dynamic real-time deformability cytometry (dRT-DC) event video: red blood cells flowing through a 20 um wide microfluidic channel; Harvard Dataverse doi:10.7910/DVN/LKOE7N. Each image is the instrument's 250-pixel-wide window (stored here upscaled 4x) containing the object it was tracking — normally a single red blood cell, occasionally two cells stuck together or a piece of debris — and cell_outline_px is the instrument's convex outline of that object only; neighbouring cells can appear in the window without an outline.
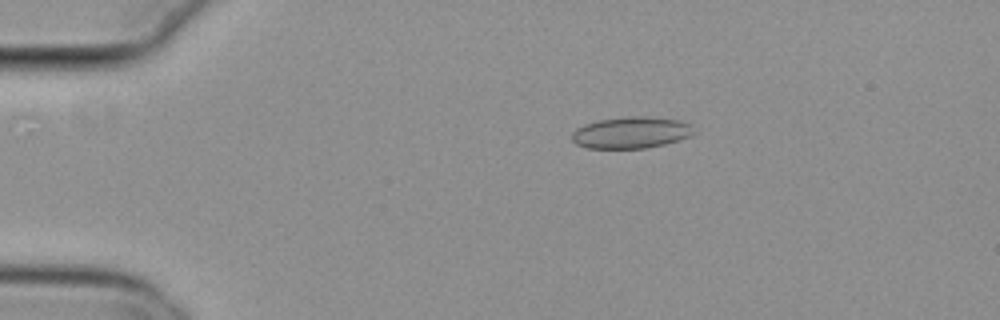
{"species": "common noctule bat (a hibernating species)", "species_latin": "Nyctalus noctula", "temperature_condition": "cold", "stored_images_in_passage": 55, "camera_frame_rate_fps": 3000, "um_per_image_px": 0.085, "animal": {"sex": "female", "body_mass_g": 29.2, "forearm_length_mm": 56.3}, "frame": {"image": 1, "passage_image": 11, "time_ms": 3.333, "image_size_px": [1000, 320], "cell_outline_px": [[692, 136], [664, 144], [648, 148], [588, 148], [576, 144], [572, 140], [572, 132], [576, 128], [584, 124], [600, 120], [628, 116], [644, 116], [680, 120], [692, 124]], "centroid_in_image_um": [53.64, 11.27], "position_along_channel_um": 31.4, "area_um2": 22.43}}
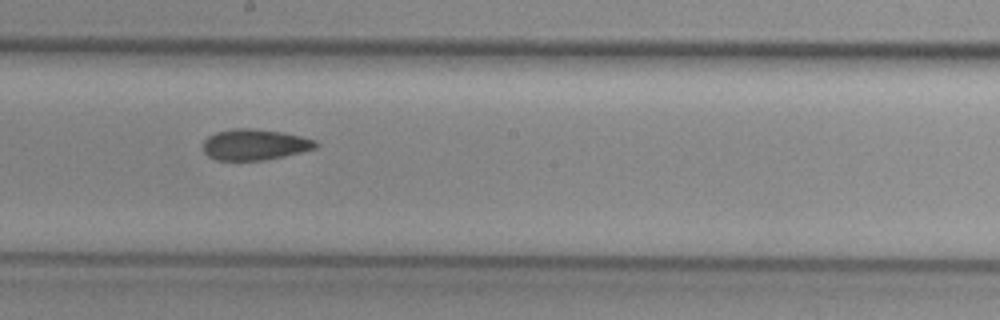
{"frame": {"image": 2, "passage_image": 31, "time_ms": 10.0, "image_size_px": [1000, 320], "cell_outline_px": [[320, 144], [316, 148], [284, 156], [264, 160], [216, 160], [208, 156], [204, 152], [204, 140], [208, 136], [216, 132], [232, 128], [248, 128], [280, 132], [300, 136], [316, 140]], "centroid_in_image_um": [21.65, 12.29], "position_along_channel_um": 226.6, "area_um2": 20.23}}
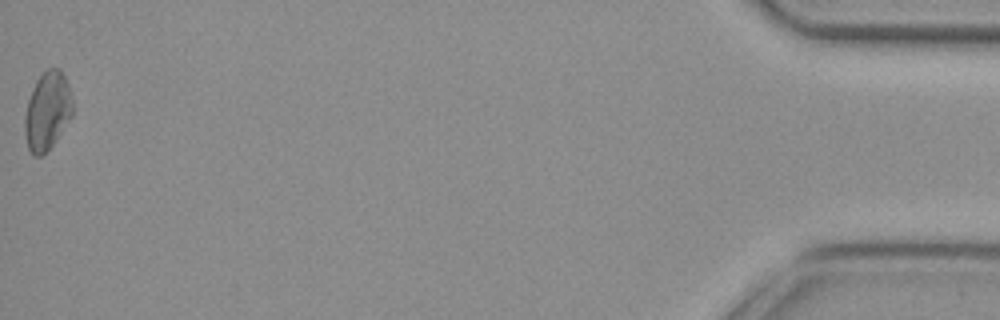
{"frame": {"image": 3, "passage_image": 55, "time_ms": 18.0, "image_size_px": [1000, 320], "cell_outline_px": [[72, 116], [56, 140], [40, 156], [36, 156], [28, 148], [24, 132], [24, 116], [28, 100], [36, 80], [48, 68], [60, 68], [68, 84], [72, 100]], "centroid_in_image_um": [4.02, 9.41], "position_along_channel_um": 431.2, "area_um2": 21.56}, "authors_computed_cell_mechanics": {"area_um2": 20.9236, "velocity_mm_per_s": 3.7916, "shape_relaxation_time_tau1_ms": null, "shape_relaxation_time_tau2_ms": 6.8427, "deformation_change_tau1": null, "deformation_change_tau2": 0.1099}}